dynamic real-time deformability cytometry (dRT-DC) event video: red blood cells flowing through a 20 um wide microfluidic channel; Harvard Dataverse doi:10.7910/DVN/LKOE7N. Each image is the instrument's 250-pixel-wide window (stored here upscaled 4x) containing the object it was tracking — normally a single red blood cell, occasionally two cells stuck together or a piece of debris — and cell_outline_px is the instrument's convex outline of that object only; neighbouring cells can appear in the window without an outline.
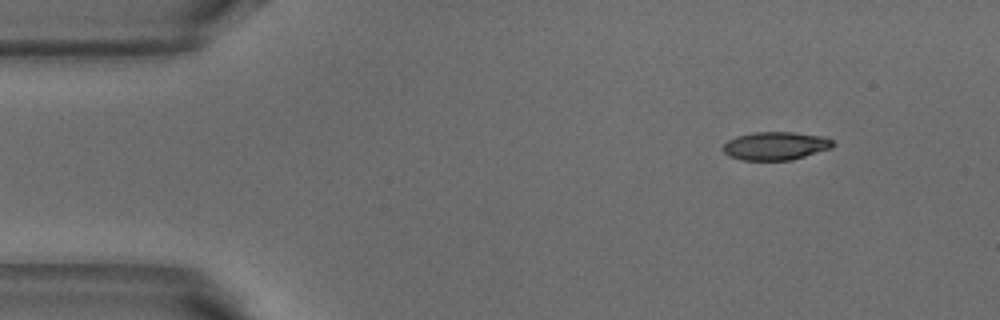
{"species": "common noctule bat (a hibernating species)", "species_latin": "Nyctalus noctula", "temperature_condition": "warm", "stored_images_in_passage": 3, "camera_frame_rate_fps": 3000, "um_per_image_px": 0.085, "animal": {"sex": "male", "body_mass_g": 18.8}, "frame": {"image": 1, "passage_image": 1, "time_ms": 0.0, "image_size_px": [1000, 320], "cell_outline_px": [[836, 144], [832, 148], [792, 160], [740, 160], [728, 156], [720, 148], [728, 140], [736, 136], [752, 132], [792, 132], [824, 136], [832, 140]], "centroid_in_image_um": [65.91, 12.4], "position_along_channel_um": 19.1, "area_um2": 18.32}}
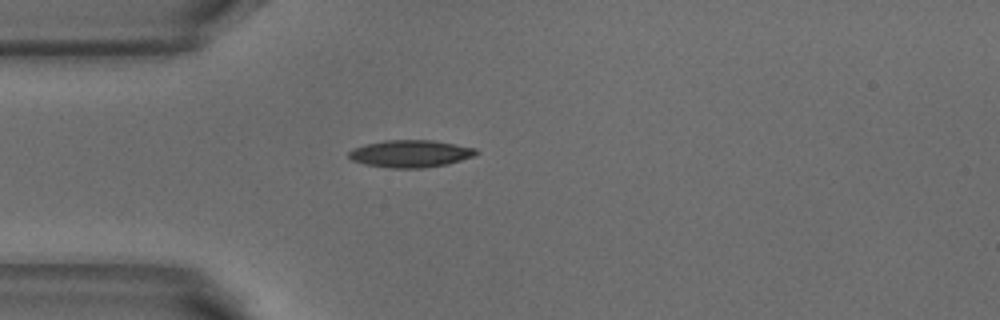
{"frame": {"image": 2, "passage_image": 3, "time_ms": 0.667, "image_size_px": [1000, 320], "cell_outline_px": [[480, 152], [476, 156], [448, 164], [424, 168], [388, 168], [364, 164], [352, 160], [348, 156], [348, 152], [352, 148], [364, 144], [384, 140], [432, 140], [476, 148]], "centroid_in_image_um": [34.89, 13.06], "position_along_channel_um": 50.1, "area_um2": 20.52}}